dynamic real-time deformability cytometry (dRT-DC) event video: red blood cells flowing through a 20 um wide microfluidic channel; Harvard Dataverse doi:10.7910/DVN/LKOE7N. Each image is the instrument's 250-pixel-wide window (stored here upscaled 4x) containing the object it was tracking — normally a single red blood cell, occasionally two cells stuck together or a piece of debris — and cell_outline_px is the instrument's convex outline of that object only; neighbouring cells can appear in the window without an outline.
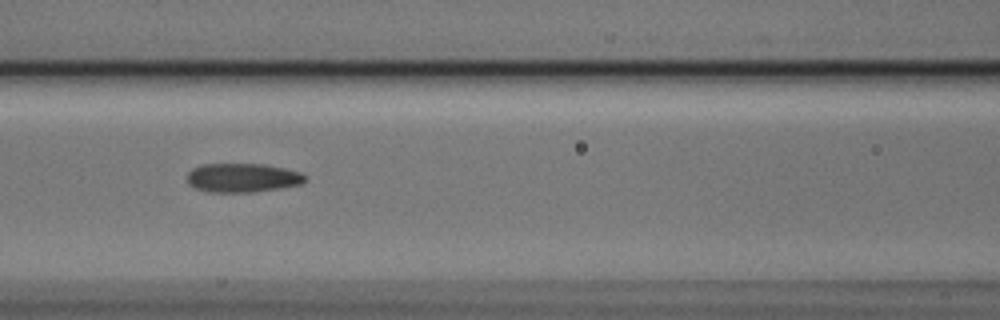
{"species": "Egyptian fruit bat (a non-hibernating species)", "species_latin": "Rousettus aegyptiacus", "temperature_condition": "cold", "stored_images_in_passage": 7, "camera_frame_rate_fps": 3000, "um_per_image_px": 0.085, "animal": {"sex": "male"}, "frame": {"image": 1, "passage_image": 3, "time_ms": 0.667, "image_size_px": [1000, 320], "cell_outline_px": [[304, 180], [300, 184], [280, 188], [252, 192], [208, 192], [196, 188], [188, 184], [188, 172], [192, 168], [204, 164], [264, 164], [284, 168], [300, 172], [304, 176]], "centroid_in_image_um": [20.58, 15.11], "position_along_channel_um": 146.0, "area_um2": 19.77}}
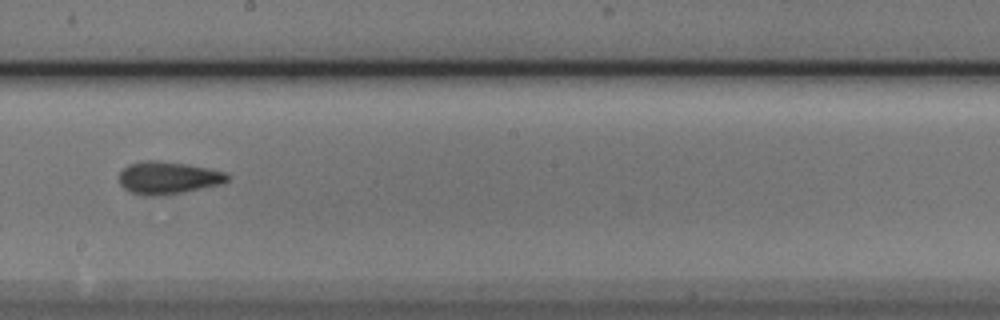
{"frame": {"image": 2, "passage_image": 5, "time_ms": 1.333, "image_size_px": [1000, 320], "cell_outline_px": [[228, 180], [220, 184], [184, 192], [156, 196], [144, 196], [128, 192], [120, 184], [120, 172], [128, 164], [148, 160], [156, 160], [184, 164], [208, 168], [228, 172]], "centroid_in_image_um": [14.26, 15.12], "position_along_channel_um": 233.9, "area_um2": 20.46}}
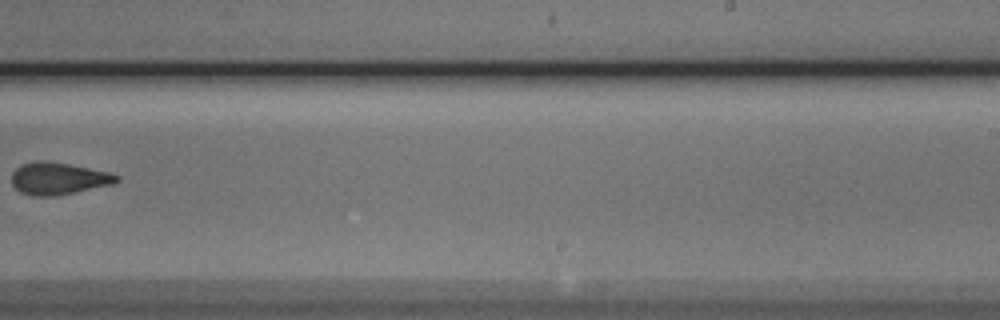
{"frame": {"image": 3, "passage_image": 6, "time_ms": 1.667, "image_size_px": [1000, 320], "cell_outline_px": [[120, 180], [112, 184], [56, 196], [32, 196], [20, 192], [12, 184], [12, 172], [20, 164], [36, 160], [44, 160], [68, 164], [108, 172], [120, 176]], "centroid_in_image_um": [4.92, 15.17], "position_along_channel_um": 284.1, "area_um2": 19.65}}